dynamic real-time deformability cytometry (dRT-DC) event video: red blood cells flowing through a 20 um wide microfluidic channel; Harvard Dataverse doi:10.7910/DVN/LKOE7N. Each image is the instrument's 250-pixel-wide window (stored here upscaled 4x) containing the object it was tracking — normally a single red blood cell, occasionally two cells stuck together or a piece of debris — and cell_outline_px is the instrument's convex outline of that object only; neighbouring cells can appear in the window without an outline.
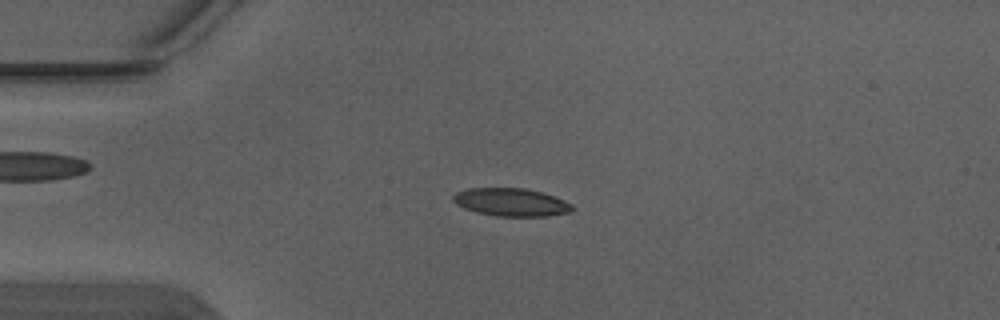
{"species": "Egyptian fruit bat (a non-hibernating species)", "species_latin": "Rousettus aegyptiacus", "temperature_condition": "warm", "stored_images_in_passage": 4, "camera_frame_rate_fps": 3000, "um_per_image_px": 0.085, "animal": {"sex": "male"}, "frame": {"image": 1, "passage_image": 2, "time_ms": 0.333, "image_size_px": [1000, 320], "cell_outline_px": [[572, 212], [548, 216], [496, 216], [476, 212], [464, 208], [456, 204], [452, 200], [452, 196], [456, 192], [468, 188], [524, 188], [544, 192], [564, 200], [572, 204]], "centroid_in_image_um": [43.44, 17.18], "position_along_channel_um": 41.6, "area_um2": 19.54}}
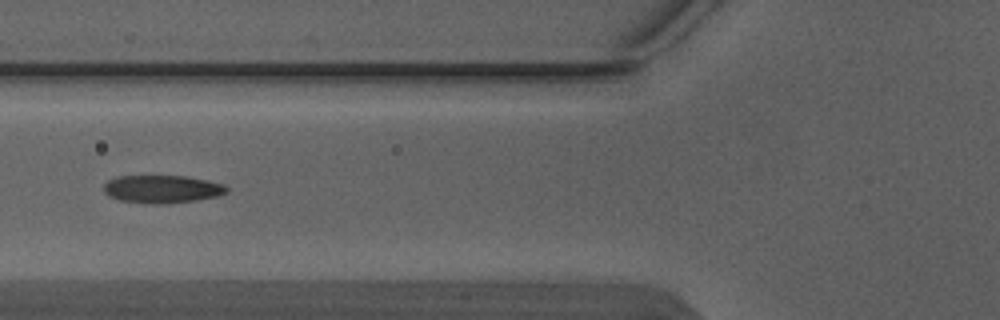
{"frame": {"image": 2, "passage_image": 4, "time_ms": 1.0, "image_size_px": [1000, 320], "cell_outline_px": [[228, 192], [216, 196], [196, 200], [168, 204], [152, 204], [120, 200], [108, 196], [104, 192], [104, 184], [108, 180], [116, 176], [184, 176], [224, 184], [228, 188]], "centroid_in_image_um": [13.75, 16.08], "position_along_channel_um": 112.0, "area_um2": 19.94}}